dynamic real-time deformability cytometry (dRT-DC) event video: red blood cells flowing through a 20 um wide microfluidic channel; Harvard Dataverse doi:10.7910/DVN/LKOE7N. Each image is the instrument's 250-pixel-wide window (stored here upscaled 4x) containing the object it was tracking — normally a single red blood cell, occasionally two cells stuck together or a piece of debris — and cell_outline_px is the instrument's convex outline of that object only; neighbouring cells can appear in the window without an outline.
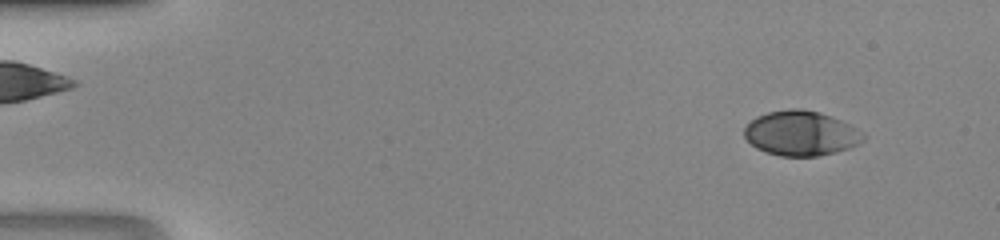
{"species": "human", "species_latin": "Homo sapiens", "temperature_condition": "room temperature", "stored_images_in_passage": 42, "camera_frame_rate_fps": 3000, "um_per_image_px": 0.085, "donor": {"sex": "male"}, "frame": {"image": 1, "passage_image": 5, "time_ms": 1.333, "image_size_px": [1000, 240], "cell_outline_px": [[864, 140], [860, 144], [836, 152], [820, 156], [780, 156], [756, 148], [744, 136], [744, 128], [756, 116], [768, 112], [788, 108], [800, 108], [820, 112], [832, 116], [864, 132]], "centroid_in_image_um": [68.1, 11.32], "position_along_channel_um": 16.9, "area_um2": 31.15}}
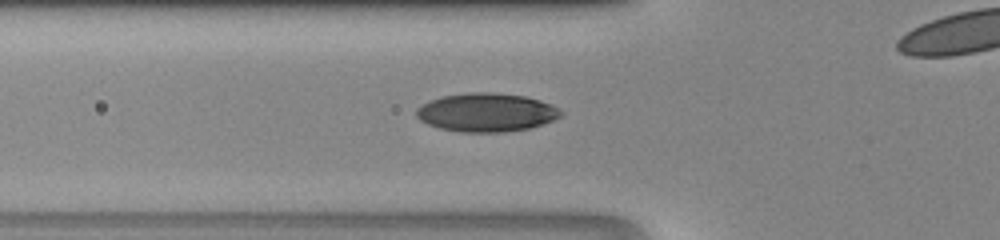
{"frame": {"image": 2, "passage_image": 18, "time_ms": 5.667, "image_size_px": [1000, 240], "cell_outline_px": [[564, 112], [560, 116], [552, 120], [528, 128], [504, 132], [460, 132], [440, 128], [428, 124], [420, 120], [416, 116], [416, 108], [440, 96], [472, 92], [492, 92], [524, 96], [540, 100], [552, 104]], "centroid_in_image_um": [41.34, 9.55], "position_along_channel_um": 84.5, "area_um2": 32.31}}
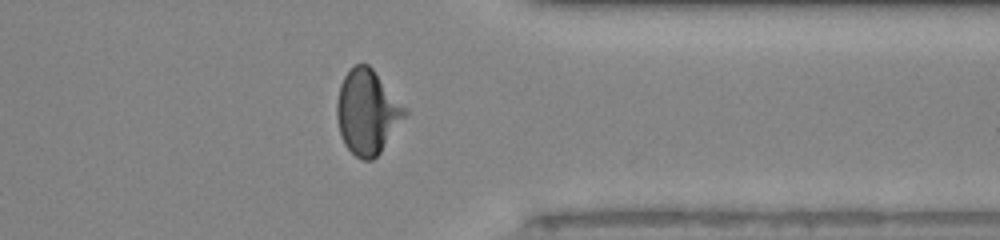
{"frame": {"image": 3, "passage_image": 38, "time_ms": 12.333, "image_size_px": [1000, 240], "cell_outline_px": [[408, 112], [380, 152], [372, 160], [364, 160], [356, 156], [344, 144], [340, 136], [336, 116], [336, 104], [340, 84], [344, 76], [356, 64], [368, 64], [372, 68], [408, 108]], "centroid_in_image_um": [31.21, 9.51], "position_along_channel_um": 380.2, "area_um2": 33.35}}